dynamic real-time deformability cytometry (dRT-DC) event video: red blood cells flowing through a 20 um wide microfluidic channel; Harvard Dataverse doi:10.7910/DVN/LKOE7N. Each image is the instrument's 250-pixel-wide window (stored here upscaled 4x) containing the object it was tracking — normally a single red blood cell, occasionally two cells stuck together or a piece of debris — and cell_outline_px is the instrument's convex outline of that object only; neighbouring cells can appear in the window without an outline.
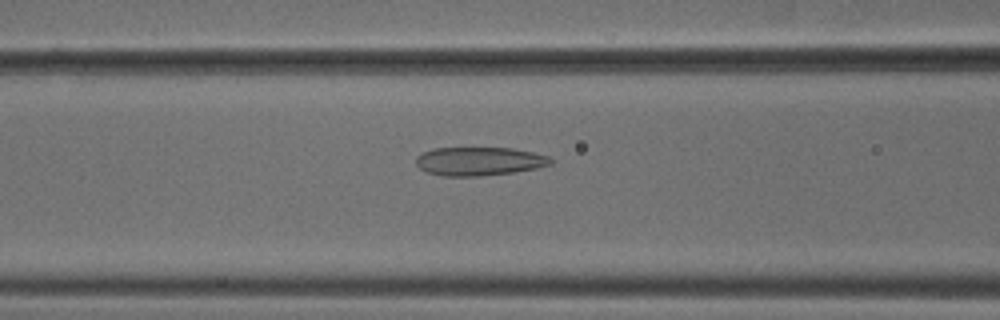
{"species": "common noctule bat (a hibernating species)", "species_latin": "Nyctalus noctula", "temperature_condition": "cold", "stored_images_in_passage": 50, "camera_frame_rate_fps": 3000, "um_per_image_px": 0.085, "animal": {"sex": "male", "body_mass_g": 18.8}, "frame": {"image": 1, "passage_image": 19, "time_ms": 6.0, "image_size_px": [1000, 320], "cell_outline_px": [[552, 164], [536, 168], [512, 172], [480, 176], [444, 176], [428, 172], [420, 168], [416, 164], [416, 156], [432, 148], [512, 148], [532, 152], [548, 156], [552, 160]], "centroid_in_image_um": [40.72, 13.7], "position_along_channel_um": 125.9, "area_um2": 22.25}}
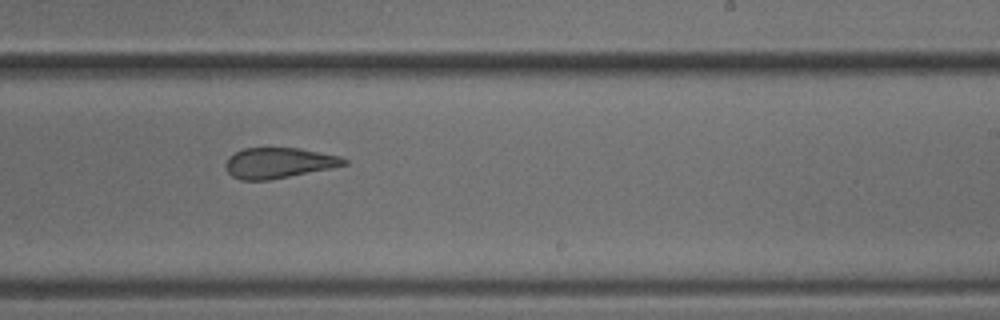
{"frame": {"image": 2, "passage_image": 30, "time_ms": 9.667, "image_size_px": [1000, 320], "cell_outline_px": [[348, 164], [332, 168], [268, 180], [240, 180], [232, 176], [224, 168], [224, 164], [228, 156], [244, 148], [300, 148], [340, 156], [348, 160]], "centroid_in_image_um": [23.67, 13.85], "position_along_channel_um": 265.3, "area_um2": 21.15}}
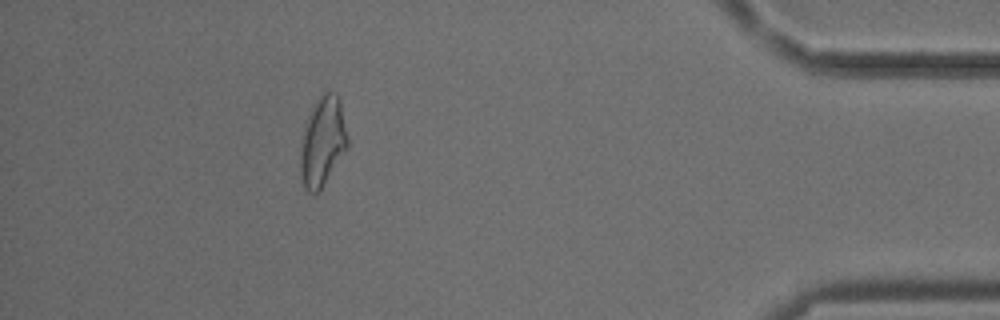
{"frame": {"image": 3, "passage_image": 45, "time_ms": 14.667, "image_size_px": [1000, 320], "cell_outline_px": [[348, 148], [320, 188], [316, 192], [308, 192], [304, 188], [300, 180], [300, 140], [312, 104], [324, 92], [336, 92], [340, 100], [348, 136]], "centroid_in_image_um": [27.4, 12.0], "position_along_channel_um": 407.8, "area_um2": 24.74}, "authors_computed_cell_mechanics": {"area_um2": 24.2182, "velocity_mm_per_s": 3.8028, "shape_relaxation_time_tau1_ms": null, "shape_relaxation_time_tau2_ms": 2.4676, "deformation_change_tau1": null, "deformation_change_tau2": 0.1134}}